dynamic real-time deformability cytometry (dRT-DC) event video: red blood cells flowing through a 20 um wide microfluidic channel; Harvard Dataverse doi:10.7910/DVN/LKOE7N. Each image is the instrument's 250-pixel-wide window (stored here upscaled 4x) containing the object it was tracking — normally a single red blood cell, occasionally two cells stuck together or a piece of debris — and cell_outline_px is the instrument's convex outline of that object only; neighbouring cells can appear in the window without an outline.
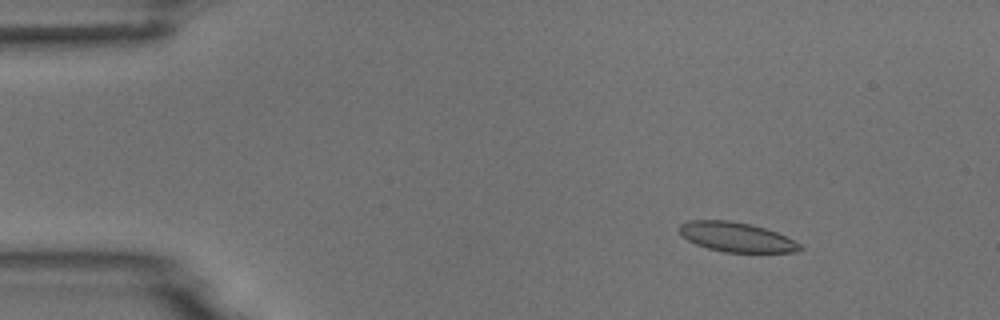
{"species": "common noctule bat (a hibernating species)", "species_latin": "Nyctalus noctula", "temperature_condition": "room temperature", "stored_images_in_passage": 5, "camera_frame_rate_fps": 3000, "um_per_image_px": 0.085, "animal": {"sex": "male", "body_mass_g": 18.8}, "frame": {"image": 1, "passage_image": 3, "time_ms": 2.333, "image_size_px": [1000, 320], "cell_outline_px": [[804, 248], [796, 252], [724, 252], [708, 248], [696, 244], [680, 236], [680, 224], [688, 220], [728, 220], [752, 224], [776, 232], [800, 244]], "centroid_in_image_um": [62.57, 20.14], "position_along_channel_um": 22.4, "area_um2": 20.69}}